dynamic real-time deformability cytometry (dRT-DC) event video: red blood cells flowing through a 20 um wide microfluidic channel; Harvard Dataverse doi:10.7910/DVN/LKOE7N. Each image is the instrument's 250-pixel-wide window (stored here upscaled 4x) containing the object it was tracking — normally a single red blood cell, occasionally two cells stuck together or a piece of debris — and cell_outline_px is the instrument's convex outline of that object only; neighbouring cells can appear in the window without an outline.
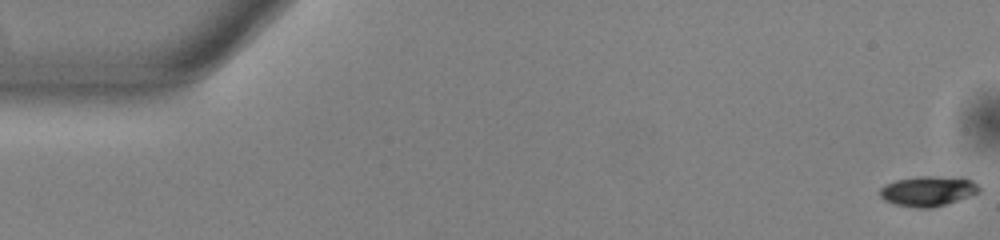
{"species": "common noctule bat (a hibernating species)", "species_latin": "Nyctalus noctula", "temperature_condition": "warm", "stored_images_in_passage": 14, "camera_frame_rate_fps": 3000, "um_per_image_px": 0.085, "animal": {"sex": "male", "body_mass_g": 13.0, "forearm_length_mm": 53.1}, "frame": {"image": 1, "passage_image": 1, "time_ms": 0.0, "image_size_px": [1000, 240], "cell_outline_px": [[980, 192], [932, 208], [916, 208], [896, 204], [884, 200], [880, 196], [880, 188], [884, 184], [896, 180], [916, 176], [964, 176], [972, 180], [980, 188]], "centroid_in_image_um": [78.88, 16.21], "position_along_channel_um": 6.1, "area_um2": 17.57}}
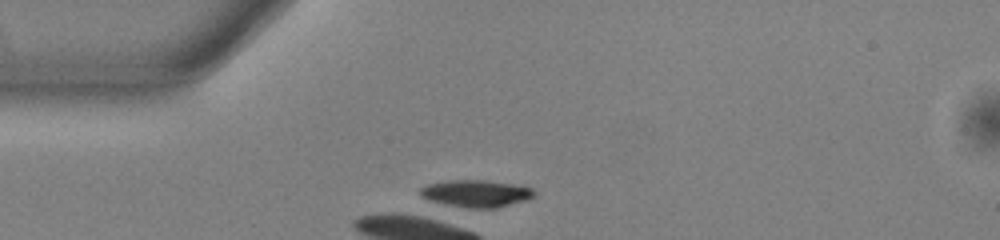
{"frame": {"image": 2, "passage_image": 14, "time_ms": 4.333, "image_size_px": [1000, 240], "cell_outline_px": [[536, 196], [528, 200], [496, 208], [468, 208], [448, 204], [432, 200], [420, 196], [420, 188], [428, 184], [448, 180], [484, 180], [512, 184], [532, 188], [536, 192]], "centroid_in_image_um": [40.52, 16.44], "position_along_channel_um": 44.5, "area_um2": 17.92}}